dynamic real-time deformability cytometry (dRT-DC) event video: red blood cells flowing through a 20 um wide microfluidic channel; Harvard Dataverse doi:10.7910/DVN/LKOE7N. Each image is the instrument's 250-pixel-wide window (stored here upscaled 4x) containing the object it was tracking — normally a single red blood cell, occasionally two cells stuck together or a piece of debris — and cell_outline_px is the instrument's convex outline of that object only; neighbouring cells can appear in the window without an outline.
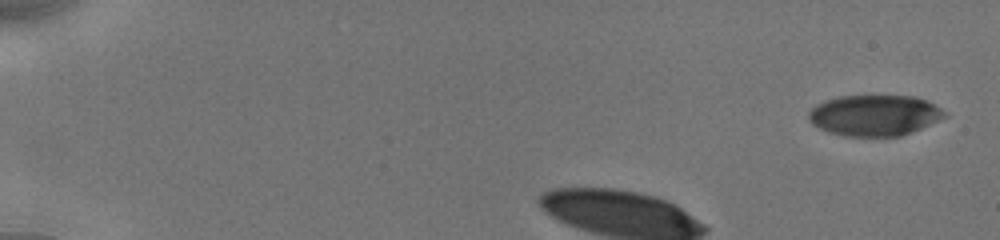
{"species": "human", "species_latin": "Homo sapiens", "temperature_condition": "cold", "stored_images_in_passage": 7, "camera_frame_rate_fps": 3000, "um_per_image_px": 0.085, "donor": {"sex": "male"}, "frame": {"image": 1, "passage_image": 1, "time_ms": 0.0, "image_size_px": [1000, 240], "cell_outline_px": [[948, 116], [940, 120], [900, 136], [844, 136], [828, 132], [812, 124], [808, 120], [808, 112], [816, 104], [824, 100], [840, 96], [912, 96], [928, 100], [948, 112]], "centroid_in_image_um": [74.34, 9.8], "position_along_channel_um": 10.7, "area_um2": 32.6}}
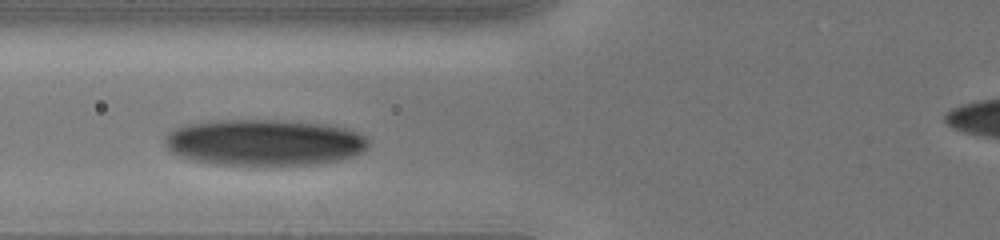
{"frame": {"image": 2, "passage_image": 5, "time_ms": 4.0, "image_size_px": [1000, 240], "cell_outline_px": [[368, 148], [364, 152], [340, 160], [320, 164], [216, 164], [192, 160], [180, 156], [172, 152], [164, 144], [164, 136], [172, 128], [180, 124], [208, 120], [284, 120], [336, 124], [368, 136]], "centroid_in_image_um": [22.47, 12.07], "position_along_channel_um": 103.3, "area_um2": 55.89}}
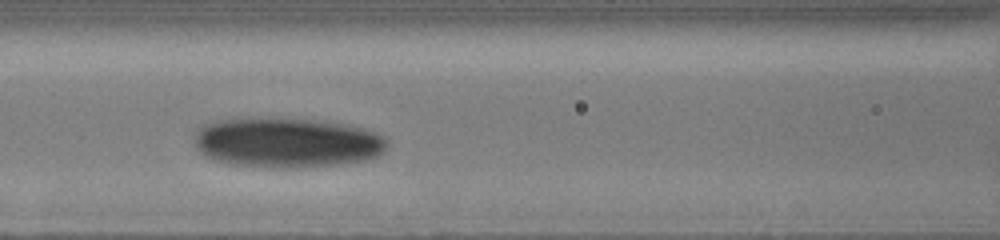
{"frame": {"image": 3, "passage_image": 6, "time_ms": 5.0, "image_size_px": [1000, 240], "cell_outline_px": [[388, 140], [384, 148], [376, 156], [364, 160], [340, 164], [292, 168], [264, 168], [224, 164], [204, 156], [196, 148], [196, 132], [204, 124], [216, 120], [316, 120], [352, 124], [384, 136]], "centroid_in_image_um": [24.38, 12.16], "position_along_channel_um": 142.2, "area_um2": 55.72}}